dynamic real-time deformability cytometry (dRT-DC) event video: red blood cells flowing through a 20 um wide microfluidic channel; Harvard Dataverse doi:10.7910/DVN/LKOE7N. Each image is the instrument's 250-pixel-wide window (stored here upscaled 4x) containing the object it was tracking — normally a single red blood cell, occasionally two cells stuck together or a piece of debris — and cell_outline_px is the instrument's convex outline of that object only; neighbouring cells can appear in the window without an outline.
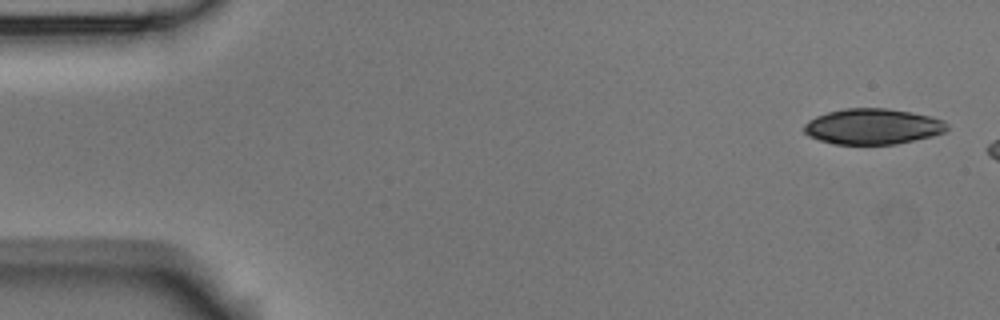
{"species": "Egyptian fruit bat (a non-hibernating species)", "species_latin": "Rousettus aegyptiacus", "temperature_condition": "room temperature", "stored_images_in_passage": 3, "camera_frame_rate_fps": 3000, "um_per_image_px": 0.085, "animal": {"sex": "male"}, "frame": {"image": 1, "passage_image": 1, "time_ms": 0.0, "image_size_px": [1000, 320], "cell_outline_px": [[948, 128], [944, 132], [932, 136], [896, 144], [836, 144], [820, 140], [808, 136], [804, 132], [804, 124], [808, 120], [816, 116], [828, 112], [844, 108], [888, 108], [912, 112], [932, 116], [944, 120], [948, 124]], "centroid_in_image_um": [74.2, 10.74], "position_along_channel_um": 10.8, "area_um2": 29.88}}